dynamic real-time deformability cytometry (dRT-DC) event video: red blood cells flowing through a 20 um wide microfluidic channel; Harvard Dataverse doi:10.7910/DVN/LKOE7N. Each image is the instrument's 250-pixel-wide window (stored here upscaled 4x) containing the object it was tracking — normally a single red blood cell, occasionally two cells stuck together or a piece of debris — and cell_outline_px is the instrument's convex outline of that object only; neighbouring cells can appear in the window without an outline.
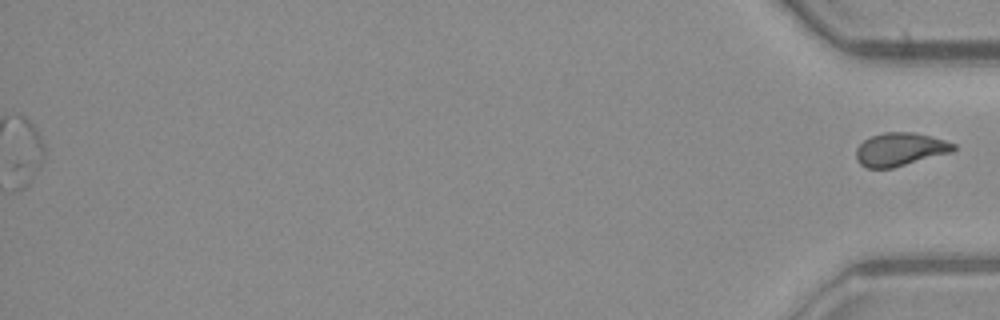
{"species": "common noctule bat (a hibernating species)", "species_latin": "Nyctalus noctula", "temperature_condition": "warm", "stored_images_in_passage": 51, "segment_of_instrument_passage": [2, 2], "camera_frame_rate_fps": 3000, "um_per_image_px": 0.085, "animal": {"sex": "male", "body_mass_g": 23.1, "forearm_length_mm": 52.7}, "frame": {"image": 1, "passage_image": 51, "time_ms": 16.667, "image_size_px": [1000, 320], "cell_outline_px": [[956, 148], [952, 152], [892, 168], [868, 168], [860, 164], [856, 160], [856, 148], [864, 140], [872, 136], [884, 132], [916, 132], [944, 140], [956, 144]], "centroid_in_image_um": [76.5, 12.69], "position_along_channel_um": 358.7, "area_um2": 18.84}}